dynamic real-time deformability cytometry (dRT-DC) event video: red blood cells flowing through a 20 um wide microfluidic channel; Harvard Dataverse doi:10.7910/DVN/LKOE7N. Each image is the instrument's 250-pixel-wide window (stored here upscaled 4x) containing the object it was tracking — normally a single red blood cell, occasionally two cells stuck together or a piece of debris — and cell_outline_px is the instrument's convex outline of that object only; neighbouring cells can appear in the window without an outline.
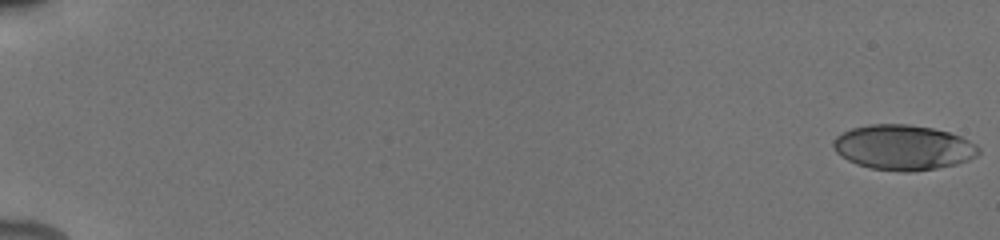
{"species": "human", "species_latin": "Homo sapiens", "temperature_condition": "cold", "stored_images_in_passage": 48, "camera_frame_rate_fps": 3000, "um_per_image_px": 0.085, "donor": {"sex": "male"}, "frame": {"image": 1, "passage_image": 1, "time_ms": 0.0, "image_size_px": [1000, 240], "cell_outline_px": [[980, 152], [976, 156], [968, 160], [956, 164], [936, 168], [912, 172], [904, 172], [872, 168], [856, 164], [840, 156], [832, 148], [832, 140], [836, 136], [852, 128], [868, 124], [908, 124], [932, 128], [948, 132], [960, 136], [976, 144], [980, 148]], "centroid_in_image_um": [76.75, 12.53], "position_along_channel_um": 8.2, "area_um2": 38.26}}
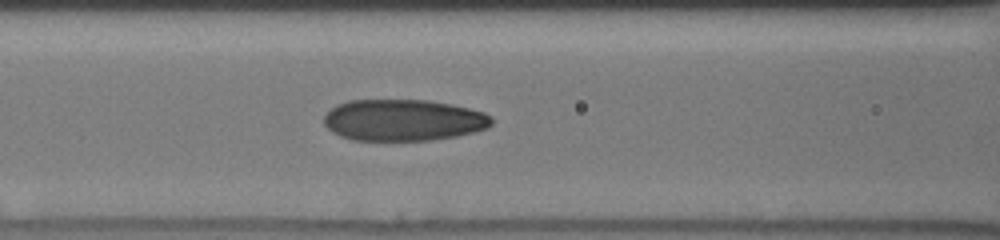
{"frame": {"image": 2, "passage_image": 23, "time_ms": 8.333, "image_size_px": [1000, 240], "cell_outline_px": [[492, 124], [488, 128], [456, 136], [428, 140], [352, 140], [340, 136], [332, 132], [324, 124], [324, 116], [336, 104], [348, 100], [428, 100], [452, 104], [484, 112], [492, 116]], "centroid_in_image_um": [34.28, 10.2], "position_along_channel_um": 132.3, "area_um2": 40.63}}
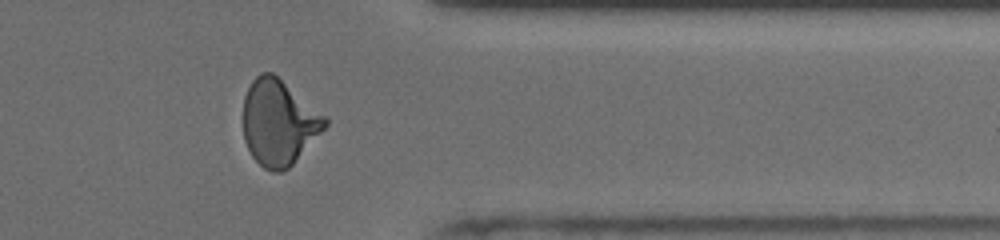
{"frame": {"image": 3, "passage_image": 40, "time_ms": 15.0, "image_size_px": [1000, 240], "cell_outline_px": [[328, 124], [292, 164], [288, 168], [280, 172], [272, 172], [264, 168], [252, 156], [244, 140], [244, 96], [252, 80], [260, 72], [272, 72], [324, 116], [328, 120]], "centroid_in_image_um": [23.66, 10.42], "position_along_channel_um": 387.7, "area_um2": 40.0}, "authors_computed_cell_mechanics": {"area_um2": 39.2751, "velocity_mm_per_s": 3.9298, "shape_relaxation_time_tau1_ms": 4.2664, "shape_relaxation_time_tau2_ms": 1.2136, "deformation_change_tau1": 0.1587, "deformation_change_tau2": 0.075}}